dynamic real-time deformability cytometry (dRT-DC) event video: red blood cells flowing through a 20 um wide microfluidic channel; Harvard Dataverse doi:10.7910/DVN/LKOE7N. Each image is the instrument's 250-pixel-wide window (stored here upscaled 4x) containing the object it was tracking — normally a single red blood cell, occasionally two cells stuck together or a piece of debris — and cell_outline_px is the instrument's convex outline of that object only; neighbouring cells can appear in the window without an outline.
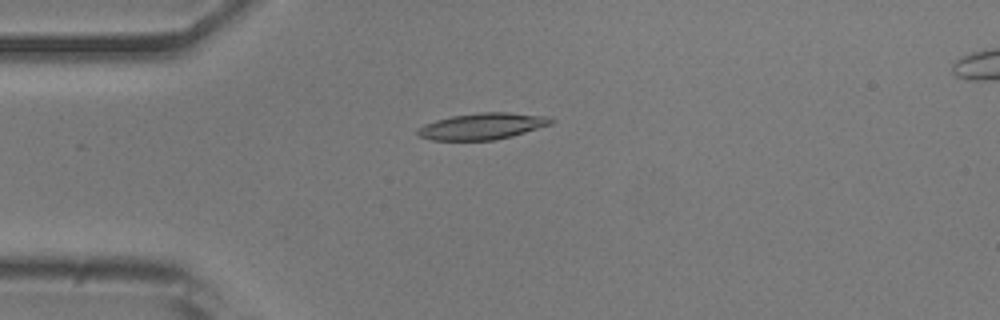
{"species": "common noctule bat (a hibernating species)", "species_latin": "Nyctalus noctula", "temperature_condition": "room temperature", "stored_images_in_passage": 4, "camera_frame_rate_fps": 3000, "um_per_image_px": 0.085, "animal": {"sex": "male", "body_mass_g": 20.5, "forearm_length_mm": 52.5}, "frame": {"image": 1, "passage_image": 2, "time_ms": 1.0, "image_size_px": [1000, 320], "cell_outline_px": [[556, 120], [552, 124], [512, 136], [496, 140], [432, 140], [420, 136], [416, 132], [424, 124], [436, 120], [452, 116], [480, 112], [508, 112], [548, 116]], "centroid_in_image_um": [41.05, 10.72], "position_along_channel_um": 44.0, "area_um2": 20.52}}
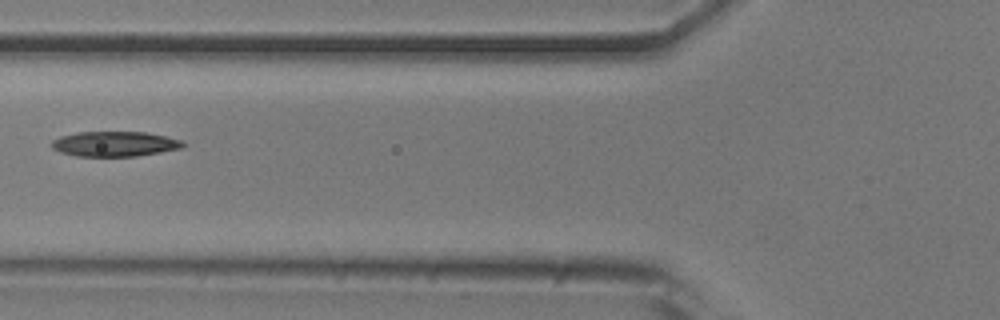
{"frame": {"image": 2, "passage_image": 4, "time_ms": 3.333, "image_size_px": [1000, 320], "cell_outline_px": [[188, 144], [180, 148], [160, 152], [136, 156], [76, 156], [60, 152], [52, 148], [52, 140], [60, 136], [76, 132], [144, 132], [184, 140]], "centroid_in_image_um": [9.76, 12.23], "position_along_channel_um": 116.0, "area_um2": 19.19}}